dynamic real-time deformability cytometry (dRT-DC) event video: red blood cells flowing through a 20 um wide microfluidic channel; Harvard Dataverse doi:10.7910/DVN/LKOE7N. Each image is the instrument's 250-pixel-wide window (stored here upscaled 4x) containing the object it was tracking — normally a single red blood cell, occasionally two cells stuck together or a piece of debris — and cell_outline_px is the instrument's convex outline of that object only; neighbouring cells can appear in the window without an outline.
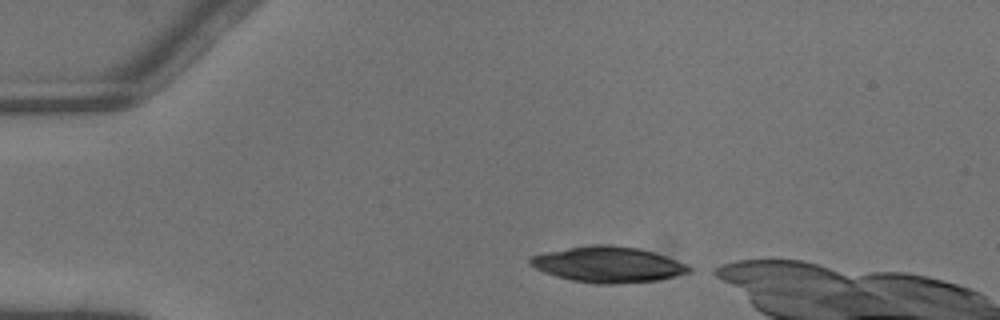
{"species": "common noctule bat (a hibernating species)", "species_latin": "Nyctalus noctula", "temperature_condition": "warm", "stored_images_in_passage": 3, "camera_frame_rate_fps": 3000, "um_per_image_px": 0.085, "animal": {"sex": "male", "body_mass_g": 13.3}, "frame": {"image": 1, "passage_image": 1, "time_ms": 0.0, "image_size_px": [1000, 320], "cell_outline_px": [[692, 272], [656, 280], [616, 284], [596, 284], [572, 280], [556, 276], [544, 272], [528, 264], [528, 260], [532, 256], [544, 252], [592, 244], [612, 244], [640, 248], [656, 252], [684, 264], [692, 268]], "centroid_in_image_um": [51.67, 22.47], "position_along_channel_um": 33.3, "area_um2": 33.12}}